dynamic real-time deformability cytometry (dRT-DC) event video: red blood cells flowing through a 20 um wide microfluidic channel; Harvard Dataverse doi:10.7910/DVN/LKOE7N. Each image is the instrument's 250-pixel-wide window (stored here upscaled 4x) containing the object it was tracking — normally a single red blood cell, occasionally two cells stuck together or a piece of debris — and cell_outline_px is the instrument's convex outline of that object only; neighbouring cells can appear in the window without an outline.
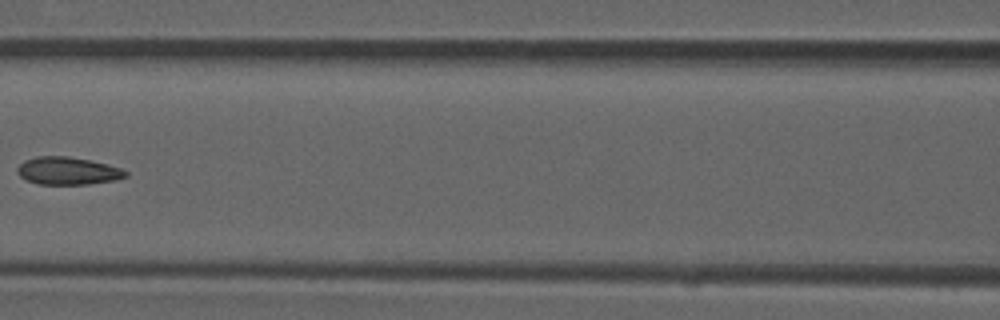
{"species": "common noctule bat (a hibernating species)", "species_latin": "Nyctalus noctula", "temperature_condition": "room temperature", "stored_images_in_passage": 9, "camera_frame_rate_fps": 3000, "um_per_image_px": 0.085, "animal": {"sex": "male", "forearm_length_mm": 52.5}, "frame": {"image": 1, "passage_image": 7, "time_ms": 2.0, "image_size_px": [1000, 320], "cell_outline_px": [[128, 176], [116, 180], [88, 184], [36, 184], [20, 176], [16, 172], [16, 168], [24, 160], [36, 156], [68, 156], [88, 160], [120, 168], [128, 172]], "centroid_in_image_um": [5.73, 14.52], "position_along_channel_um": 160.9, "area_um2": 17.4}}
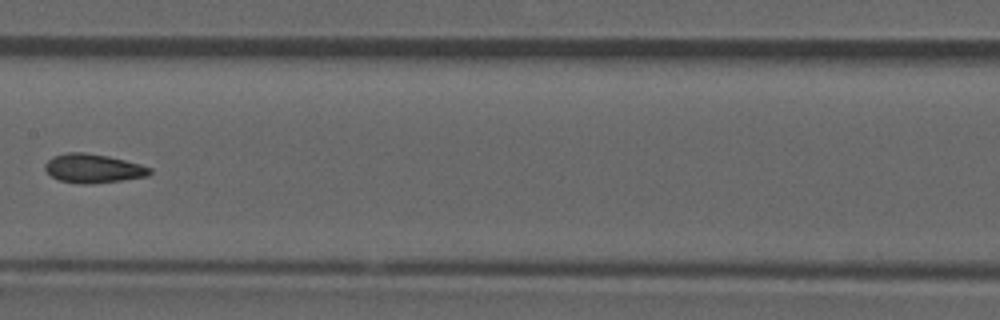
{"frame": {"image": 2, "passage_image": 8, "time_ms": 2.333, "image_size_px": [1000, 320], "cell_outline_px": [[152, 172], [148, 176], [120, 180], [84, 184], [80, 184], [60, 180], [52, 176], [44, 168], [44, 164], [52, 156], [68, 152], [84, 152], [108, 156], [140, 164], [152, 168]], "centroid_in_image_um": [7.91, 14.3], "position_along_channel_um": 199.5, "area_um2": 17.51}}
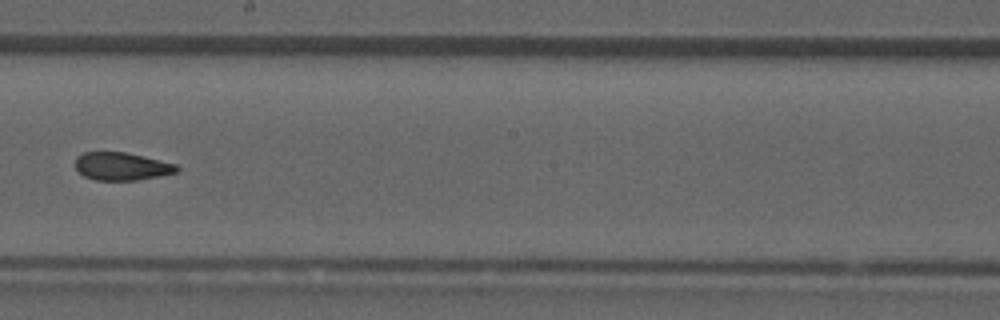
{"frame": {"image": 3, "passage_image": 9, "time_ms": 2.667, "image_size_px": [1000, 320], "cell_outline_px": [[180, 168], [176, 172], [160, 176], [136, 180], [96, 180], [84, 176], [76, 168], [76, 156], [84, 152], [124, 152], [160, 160], [176, 164]], "centroid_in_image_um": [10.34, 14.14], "position_along_channel_um": 237.9, "area_um2": 16.36}}